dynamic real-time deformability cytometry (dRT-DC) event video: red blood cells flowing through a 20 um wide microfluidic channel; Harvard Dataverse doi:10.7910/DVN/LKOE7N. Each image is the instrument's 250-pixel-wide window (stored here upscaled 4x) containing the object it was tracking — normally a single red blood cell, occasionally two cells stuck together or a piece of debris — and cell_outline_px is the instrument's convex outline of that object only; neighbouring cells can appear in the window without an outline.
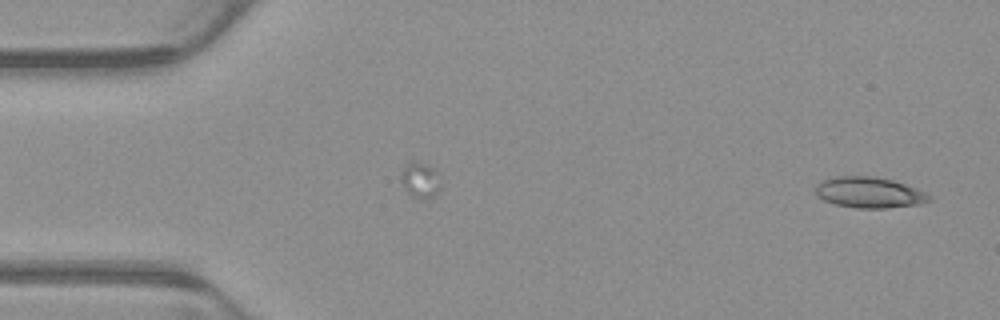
{"species": "common noctule bat (a hibernating species)", "species_latin": "Nyctalus noctula", "temperature_condition": "warm", "stored_images_in_passage": 2, "camera_frame_rate_fps": 3000, "um_per_image_px": 0.085, "animal": {"sex": "male", "body_mass_g": 23.1, "forearm_length_mm": 52.7}, "frame": {"image": 1, "passage_image": 2, "time_ms": 0.333, "image_size_px": [1000, 320], "cell_outline_px": [[932, 200], [920, 204], [888, 208], [856, 208], [836, 204], [824, 200], [816, 196], [816, 184], [820, 180], [836, 176], [872, 176], [892, 180], [916, 188], [932, 196]], "centroid_in_image_um": [73.87, 16.36], "position_along_channel_um": 11.1, "area_um2": 20.52}}